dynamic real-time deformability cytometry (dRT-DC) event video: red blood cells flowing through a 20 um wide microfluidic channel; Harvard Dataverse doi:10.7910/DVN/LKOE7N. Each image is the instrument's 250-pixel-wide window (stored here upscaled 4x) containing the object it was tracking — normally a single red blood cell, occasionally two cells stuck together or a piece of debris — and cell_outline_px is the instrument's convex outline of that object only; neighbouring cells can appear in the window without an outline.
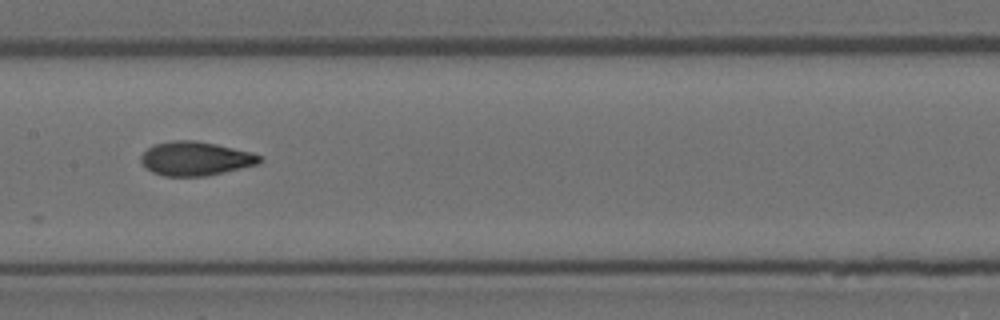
{"species": "Egyptian fruit bat (a non-hibernating species)", "species_latin": "Rousettus aegyptiacus", "temperature_condition": "room temperature", "stored_images_in_passage": 8, "camera_frame_rate_fps": 3000, "um_per_image_px": 0.085, "animal": {"sex": "female"}, "frame": {"image": 1, "passage_image": 6, "time_ms": 1.667, "image_size_px": [1000, 320], "cell_outline_px": [[264, 160], [260, 164], [208, 176], [164, 176], [152, 172], [140, 160], [140, 156], [152, 144], [172, 140], [196, 140], [216, 144], [252, 152], [264, 156]], "centroid_in_image_um": [16.67, 13.47], "position_along_channel_um": 190.7, "area_um2": 23.81}}
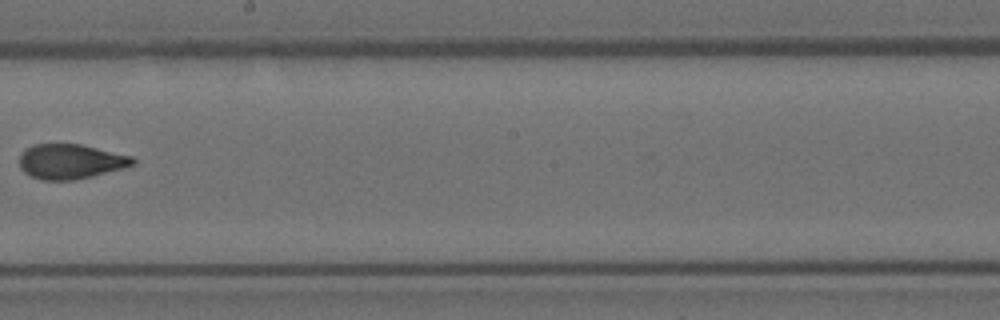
{"frame": {"image": 2, "passage_image": 7, "time_ms": 2.0, "image_size_px": [1000, 320], "cell_outline_px": [[136, 160], [132, 164], [124, 168], [92, 176], [72, 180], [40, 180], [24, 172], [20, 168], [20, 152], [32, 144], [80, 144], [132, 156]], "centroid_in_image_um": [5.96, 13.72], "position_along_channel_um": 242.2, "area_um2": 22.95}}
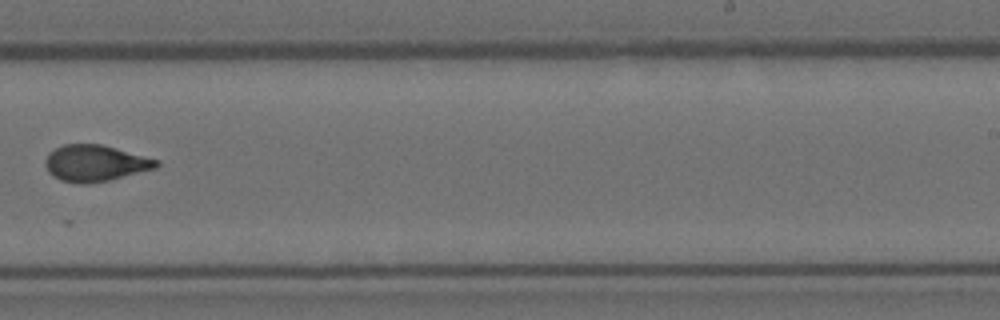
{"frame": {"image": 3, "passage_image": 8, "time_ms": 2.333, "image_size_px": [1000, 320], "cell_outline_px": [[160, 164], [156, 168], [108, 180], [88, 184], [76, 184], [60, 180], [52, 176], [48, 172], [44, 164], [44, 160], [48, 152], [64, 144], [100, 144], [160, 160]], "centroid_in_image_um": [8.05, 13.88], "position_along_channel_um": 281.0, "area_um2": 23.64}}